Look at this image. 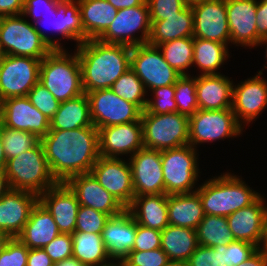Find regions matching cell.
I'll return each instance as SVG.
<instances>
[{"label":"cell","mask_w":267,"mask_h":266,"mask_svg":"<svg viewBox=\"0 0 267 266\" xmlns=\"http://www.w3.org/2000/svg\"><path fill=\"white\" fill-rule=\"evenodd\" d=\"M51 173L58 183L90 173L100 157L99 131L95 126L55 130L40 139Z\"/></svg>","instance_id":"obj_1"},{"label":"cell","mask_w":267,"mask_h":266,"mask_svg":"<svg viewBox=\"0 0 267 266\" xmlns=\"http://www.w3.org/2000/svg\"><path fill=\"white\" fill-rule=\"evenodd\" d=\"M132 47L89 39L77 45L84 93L111 88L131 68Z\"/></svg>","instance_id":"obj_2"},{"label":"cell","mask_w":267,"mask_h":266,"mask_svg":"<svg viewBox=\"0 0 267 266\" xmlns=\"http://www.w3.org/2000/svg\"><path fill=\"white\" fill-rule=\"evenodd\" d=\"M200 197L205 215L227 217L248 207L260 195L252 191L242 180L230 173L211 179L195 190Z\"/></svg>","instance_id":"obj_3"},{"label":"cell","mask_w":267,"mask_h":266,"mask_svg":"<svg viewBox=\"0 0 267 266\" xmlns=\"http://www.w3.org/2000/svg\"><path fill=\"white\" fill-rule=\"evenodd\" d=\"M39 83L59 102L84 93L82 72L77 53L67 55L64 49H53L40 65Z\"/></svg>","instance_id":"obj_4"},{"label":"cell","mask_w":267,"mask_h":266,"mask_svg":"<svg viewBox=\"0 0 267 266\" xmlns=\"http://www.w3.org/2000/svg\"><path fill=\"white\" fill-rule=\"evenodd\" d=\"M4 171L10 189L31 192L37 196L58 184L51 173L41 142L8 159Z\"/></svg>","instance_id":"obj_5"},{"label":"cell","mask_w":267,"mask_h":266,"mask_svg":"<svg viewBox=\"0 0 267 266\" xmlns=\"http://www.w3.org/2000/svg\"><path fill=\"white\" fill-rule=\"evenodd\" d=\"M143 145L146 149L164 151L189 144V117L179 112L141 113Z\"/></svg>","instance_id":"obj_6"},{"label":"cell","mask_w":267,"mask_h":266,"mask_svg":"<svg viewBox=\"0 0 267 266\" xmlns=\"http://www.w3.org/2000/svg\"><path fill=\"white\" fill-rule=\"evenodd\" d=\"M22 15L0 17V44L5 55L41 61L53 50Z\"/></svg>","instance_id":"obj_7"},{"label":"cell","mask_w":267,"mask_h":266,"mask_svg":"<svg viewBox=\"0 0 267 266\" xmlns=\"http://www.w3.org/2000/svg\"><path fill=\"white\" fill-rule=\"evenodd\" d=\"M195 149V150H194ZM165 194L193 193L198 167L196 148L190 144L161 151Z\"/></svg>","instance_id":"obj_8"},{"label":"cell","mask_w":267,"mask_h":266,"mask_svg":"<svg viewBox=\"0 0 267 266\" xmlns=\"http://www.w3.org/2000/svg\"><path fill=\"white\" fill-rule=\"evenodd\" d=\"M138 30L142 34L139 38H134V33ZM150 30V13L146 1L143 5L118 10L114 21L97 40L107 44H124L134 47L148 44Z\"/></svg>","instance_id":"obj_9"},{"label":"cell","mask_w":267,"mask_h":266,"mask_svg":"<svg viewBox=\"0 0 267 266\" xmlns=\"http://www.w3.org/2000/svg\"><path fill=\"white\" fill-rule=\"evenodd\" d=\"M41 60L5 55L0 65V99L27 96L39 82Z\"/></svg>","instance_id":"obj_10"},{"label":"cell","mask_w":267,"mask_h":266,"mask_svg":"<svg viewBox=\"0 0 267 266\" xmlns=\"http://www.w3.org/2000/svg\"><path fill=\"white\" fill-rule=\"evenodd\" d=\"M242 123L237 121L232 109L201 110L189 117V144L233 137L241 134Z\"/></svg>","instance_id":"obj_11"},{"label":"cell","mask_w":267,"mask_h":266,"mask_svg":"<svg viewBox=\"0 0 267 266\" xmlns=\"http://www.w3.org/2000/svg\"><path fill=\"white\" fill-rule=\"evenodd\" d=\"M157 46L142 44L132 47L131 69L143 82L145 89L175 85L181 76L164 59Z\"/></svg>","instance_id":"obj_12"},{"label":"cell","mask_w":267,"mask_h":266,"mask_svg":"<svg viewBox=\"0 0 267 266\" xmlns=\"http://www.w3.org/2000/svg\"><path fill=\"white\" fill-rule=\"evenodd\" d=\"M93 125L99 129L138 121L142 111L133 103L117 96L110 88L86 93Z\"/></svg>","instance_id":"obj_13"},{"label":"cell","mask_w":267,"mask_h":266,"mask_svg":"<svg viewBox=\"0 0 267 266\" xmlns=\"http://www.w3.org/2000/svg\"><path fill=\"white\" fill-rule=\"evenodd\" d=\"M91 173L126 209L135 197L130 164L118 158L99 157Z\"/></svg>","instance_id":"obj_14"},{"label":"cell","mask_w":267,"mask_h":266,"mask_svg":"<svg viewBox=\"0 0 267 266\" xmlns=\"http://www.w3.org/2000/svg\"><path fill=\"white\" fill-rule=\"evenodd\" d=\"M193 12V38L226 44L230 31L225 0H205L191 5Z\"/></svg>","instance_id":"obj_15"},{"label":"cell","mask_w":267,"mask_h":266,"mask_svg":"<svg viewBox=\"0 0 267 266\" xmlns=\"http://www.w3.org/2000/svg\"><path fill=\"white\" fill-rule=\"evenodd\" d=\"M129 160L135 196L165 194L161 151L142 148Z\"/></svg>","instance_id":"obj_16"},{"label":"cell","mask_w":267,"mask_h":266,"mask_svg":"<svg viewBox=\"0 0 267 266\" xmlns=\"http://www.w3.org/2000/svg\"><path fill=\"white\" fill-rule=\"evenodd\" d=\"M1 124L35 134L39 139L50 130V120L33 106L27 96L2 101Z\"/></svg>","instance_id":"obj_17"},{"label":"cell","mask_w":267,"mask_h":266,"mask_svg":"<svg viewBox=\"0 0 267 266\" xmlns=\"http://www.w3.org/2000/svg\"><path fill=\"white\" fill-rule=\"evenodd\" d=\"M99 154L101 157L118 158L120 154L134 155L144 148L141 118L125 124L98 129Z\"/></svg>","instance_id":"obj_18"},{"label":"cell","mask_w":267,"mask_h":266,"mask_svg":"<svg viewBox=\"0 0 267 266\" xmlns=\"http://www.w3.org/2000/svg\"><path fill=\"white\" fill-rule=\"evenodd\" d=\"M65 184L76 195L80 205L110 216L120 214L126 209L99 184L91 172L72 176Z\"/></svg>","instance_id":"obj_19"},{"label":"cell","mask_w":267,"mask_h":266,"mask_svg":"<svg viewBox=\"0 0 267 266\" xmlns=\"http://www.w3.org/2000/svg\"><path fill=\"white\" fill-rule=\"evenodd\" d=\"M37 202L38 196L34 193L9 189L0 198V230L11 238L17 237Z\"/></svg>","instance_id":"obj_20"},{"label":"cell","mask_w":267,"mask_h":266,"mask_svg":"<svg viewBox=\"0 0 267 266\" xmlns=\"http://www.w3.org/2000/svg\"><path fill=\"white\" fill-rule=\"evenodd\" d=\"M136 230V220L128 209L110 216L101 233L109 258L122 262L128 256L134 246Z\"/></svg>","instance_id":"obj_21"},{"label":"cell","mask_w":267,"mask_h":266,"mask_svg":"<svg viewBox=\"0 0 267 266\" xmlns=\"http://www.w3.org/2000/svg\"><path fill=\"white\" fill-rule=\"evenodd\" d=\"M38 200L51 213L60 233L75 232L79 202L65 183H58L38 196Z\"/></svg>","instance_id":"obj_22"},{"label":"cell","mask_w":267,"mask_h":266,"mask_svg":"<svg viewBox=\"0 0 267 266\" xmlns=\"http://www.w3.org/2000/svg\"><path fill=\"white\" fill-rule=\"evenodd\" d=\"M261 75L262 71H259L254 78L235 88L233 85L232 111L239 123L253 121L267 105V81Z\"/></svg>","instance_id":"obj_23"},{"label":"cell","mask_w":267,"mask_h":266,"mask_svg":"<svg viewBox=\"0 0 267 266\" xmlns=\"http://www.w3.org/2000/svg\"><path fill=\"white\" fill-rule=\"evenodd\" d=\"M260 196L250 206L227 216L228 226L235 240L245 241L261 248L263 243L267 205Z\"/></svg>","instance_id":"obj_24"},{"label":"cell","mask_w":267,"mask_h":266,"mask_svg":"<svg viewBox=\"0 0 267 266\" xmlns=\"http://www.w3.org/2000/svg\"><path fill=\"white\" fill-rule=\"evenodd\" d=\"M230 41L242 46H257V0H225Z\"/></svg>","instance_id":"obj_25"},{"label":"cell","mask_w":267,"mask_h":266,"mask_svg":"<svg viewBox=\"0 0 267 266\" xmlns=\"http://www.w3.org/2000/svg\"><path fill=\"white\" fill-rule=\"evenodd\" d=\"M196 96L201 110L232 109L233 83L221 74H201L196 77Z\"/></svg>","instance_id":"obj_26"},{"label":"cell","mask_w":267,"mask_h":266,"mask_svg":"<svg viewBox=\"0 0 267 266\" xmlns=\"http://www.w3.org/2000/svg\"><path fill=\"white\" fill-rule=\"evenodd\" d=\"M59 234L60 231L51 213L38 200L17 238L29 249H37L45 247Z\"/></svg>","instance_id":"obj_27"},{"label":"cell","mask_w":267,"mask_h":266,"mask_svg":"<svg viewBox=\"0 0 267 266\" xmlns=\"http://www.w3.org/2000/svg\"><path fill=\"white\" fill-rule=\"evenodd\" d=\"M167 201V194L140 195L127 209L137 224L162 231L169 225Z\"/></svg>","instance_id":"obj_28"},{"label":"cell","mask_w":267,"mask_h":266,"mask_svg":"<svg viewBox=\"0 0 267 266\" xmlns=\"http://www.w3.org/2000/svg\"><path fill=\"white\" fill-rule=\"evenodd\" d=\"M83 42L97 39L114 21L118 10L107 0H78Z\"/></svg>","instance_id":"obj_29"},{"label":"cell","mask_w":267,"mask_h":266,"mask_svg":"<svg viewBox=\"0 0 267 266\" xmlns=\"http://www.w3.org/2000/svg\"><path fill=\"white\" fill-rule=\"evenodd\" d=\"M193 12L186 5L177 15L167 16V19L151 22L148 44L158 46L171 40L193 37Z\"/></svg>","instance_id":"obj_30"},{"label":"cell","mask_w":267,"mask_h":266,"mask_svg":"<svg viewBox=\"0 0 267 266\" xmlns=\"http://www.w3.org/2000/svg\"><path fill=\"white\" fill-rule=\"evenodd\" d=\"M167 203L169 225L196 230L204 218L205 214L197 192L169 194Z\"/></svg>","instance_id":"obj_31"},{"label":"cell","mask_w":267,"mask_h":266,"mask_svg":"<svg viewBox=\"0 0 267 266\" xmlns=\"http://www.w3.org/2000/svg\"><path fill=\"white\" fill-rule=\"evenodd\" d=\"M88 126L94 125L86 93L60 102L59 109L50 119V129L55 130H73Z\"/></svg>","instance_id":"obj_32"},{"label":"cell","mask_w":267,"mask_h":266,"mask_svg":"<svg viewBox=\"0 0 267 266\" xmlns=\"http://www.w3.org/2000/svg\"><path fill=\"white\" fill-rule=\"evenodd\" d=\"M46 15H52V20L46 19L49 21L46 23L53 30L55 29V31L59 32L65 38L77 41L78 45L83 43V26L78 0H60L52 13H47Z\"/></svg>","instance_id":"obj_33"},{"label":"cell","mask_w":267,"mask_h":266,"mask_svg":"<svg viewBox=\"0 0 267 266\" xmlns=\"http://www.w3.org/2000/svg\"><path fill=\"white\" fill-rule=\"evenodd\" d=\"M198 246L194 229L168 225L161 231V249L169 260L188 261Z\"/></svg>","instance_id":"obj_34"},{"label":"cell","mask_w":267,"mask_h":266,"mask_svg":"<svg viewBox=\"0 0 267 266\" xmlns=\"http://www.w3.org/2000/svg\"><path fill=\"white\" fill-rule=\"evenodd\" d=\"M73 240L72 256L79 260L84 266H108L110 260L105 249L101 234L74 232L71 234Z\"/></svg>","instance_id":"obj_35"},{"label":"cell","mask_w":267,"mask_h":266,"mask_svg":"<svg viewBox=\"0 0 267 266\" xmlns=\"http://www.w3.org/2000/svg\"><path fill=\"white\" fill-rule=\"evenodd\" d=\"M226 44L207 39L194 38L193 63L202 71V75H219L215 72L229 57Z\"/></svg>","instance_id":"obj_36"},{"label":"cell","mask_w":267,"mask_h":266,"mask_svg":"<svg viewBox=\"0 0 267 266\" xmlns=\"http://www.w3.org/2000/svg\"><path fill=\"white\" fill-rule=\"evenodd\" d=\"M196 235L199 245L212 248L218 245L227 246L235 241L227 217L223 216L204 215L196 228Z\"/></svg>","instance_id":"obj_37"},{"label":"cell","mask_w":267,"mask_h":266,"mask_svg":"<svg viewBox=\"0 0 267 266\" xmlns=\"http://www.w3.org/2000/svg\"><path fill=\"white\" fill-rule=\"evenodd\" d=\"M194 38L184 37L158 45V49L162 50L165 61L174 68L180 75H187V70L193 64Z\"/></svg>","instance_id":"obj_38"},{"label":"cell","mask_w":267,"mask_h":266,"mask_svg":"<svg viewBox=\"0 0 267 266\" xmlns=\"http://www.w3.org/2000/svg\"><path fill=\"white\" fill-rule=\"evenodd\" d=\"M117 96L135 104L141 111L147 106L148 99L144 96L146 89L143 82L138 78L135 72L130 68L122 74L110 88Z\"/></svg>","instance_id":"obj_39"},{"label":"cell","mask_w":267,"mask_h":266,"mask_svg":"<svg viewBox=\"0 0 267 266\" xmlns=\"http://www.w3.org/2000/svg\"><path fill=\"white\" fill-rule=\"evenodd\" d=\"M0 136L7 160L30 150L40 142V139L33 133L10 129L2 124H0Z\"/></svg>","instance_id":"obj_40"},{"label":"cell","mask_w":267,"mask_h":266,"mask_svg":"<svg viewBox=\"0 0 267 266\" xmlns=\"http://www.w3.org/2000/svg\"><path fill=\"white\" fill-rule=\"evenodd\" d=\"M190 75H181L175 83V97L177 103V112L192 116L198 109L196 96V78H190Z\"/></svg>","instance_id":"obj_41"},{"label":"cell","mask_w":267,"mask_h":266,"mask_svg":"<svg viewBox=\"0 0 267 266\" xmlns=\"http://www.w3.org/2000/svg\"><path fill=\"white\" fill-rule=\"evenodd\" d=\"M60 0H24V8L22 16L30 15L36 21L33 27L38 31L40 37L52 48V49H63L60 45L61 43L55 40H52L48 35L41 31V29L37 26L39 23V18L41 20L42 13H52V11L57 7V3ZM44 9V10H42ZM44 11V12H43ZM40 12V13H39ZM42 12V13H41ZM40 15V16H39ZM38 18V19H37Z\"/></svg>","instance_id":"obj_42"},{"label":"cell","mask_w":267,"mask_h":266,"mask_svg":"<svg viewBox=\"0 0 267 266\" xmlns=\"http://www.w3.org/2000/svg\"><path fill=\"white\" fill-rule=\"evenodd\" d=\"M110 215L86 207L79 206L75 225V232L101 234Z\"/></svg>","instance_id":"obj_43"},{"label":"cell","mask_w":267,"mask_h":266,"mask_svg":"<svg viewBox=\"0 0 267 266\" xmlns=\"http://www.w3.org/2000/svg\"><path fill=\"white\" fill-rule=\"evenodd\" d=\"M227 246L207 247L199 245L190 256L188 266H228L225 250Z\"/></svg>","instance_id":"obj_44"},{"label":"cell","mask_w":267,"mask_h":266,"mask_svg":"<svg viewBox=\"0 0 267 266\" xmlns=\"http://www.w3.org/2000/svg\"><path fill=\"white\" fill-rule=\"evenodd\" d=\"M155 100H148L146 110L152 114H166L177 112V103L174 100L175 87L169 85L152 89Z\"/></svg>","instance_id":"obj_45"},{"label":"cell","mask_w":267,"mask_h":266,"mask_svg":"<svg viewBox=\"0 0 267 266\" xmlns=\"http://www.w3.org/2000/svg\"><path fill=\"white\" fill-rule=\"evenodd\" d=\"M27 97L49 120L59 109L60 102L39 82L28 92Z\"/></svg>","instance_id":"obj_46"},{"label":"cell","mask_w":267,"mask_h":266,"mask_svg":"<svg viewBox=\"0 0 267 266\" xmlns=\"http://www.w3.org/2000/svg\"><path fill=\"white\" fill-rule=\"evenodd\" d=\"M168 261L166 253L157 248L149 251H130L122 263L125 266H164Z\"/></svg>","instance_id":"obj_47"},{"label":"cell","mask_w":267,"mask_h":266,"mask_svg":"<svg viewBox=\"0 0 267 266\" xmlns=\"http://www.w3.org/2000/svg\"><path fill=\"white\" fill-rule=\"evenodd\" d=\"M28 251L17 237L11 238L0 254V266H27Z\"/></svg>","instance_id":"obj_48"},{"label":"cell","mask_w":267,"mask_h":266,"mask_svg":"<svg viewBox=\"0 0 267 266\" xmlns=\"http://www.w3.org/2000/svg\"><path fill=\"white\" fill-rule=\"evenodd\" d=\"M149 6L150 21L167 19L177 15L187 4L183 0H146Z\"/></svg>","instance_id":"obj_49"},{"label":"cell","mask_w":267,"mask_h":266,"mask_svg":"<svg viewBox=\"0 0 267 266\" xmlns=\"http://www.w3.org/2000/svg\"><path fill=\"white\" fill-rule=\"evenodd\" d=\"M72 246V235L68 233H60L49 244L43 247V249L55 264L66 258L72 257Z\"/></svg>","instance_id":"obj_50"},{"label":"cell","mask_w":267,"mask_h":266,"mask_svg":"<svg viewBox=\"0 0 267 266\" xmlns=\"http://www.w3.org/2000/svg\"><path fill=\"white\" fill-rule=\"evenodd\" d=\"M161 248V231L137 224L132 251H149Z\"/></svg>","instance_id":"obj_51"},{"label":"cell","mask_w":267,"mask_h":266,"mask_svg":"<svg viewBox=\"0 0 267 266\" xmlns=\"http://www.w3.org/2000/svg\"><path fill=\"white\" fill-rule=\"evenodd\" d=\"M258 249L259 248L252 243L235 240L226 247V264L228 266H237L246 261Z\"/></svg>","instance_id":"obj_52"},{"label":"cell","mask_w":267,"mask_h":266,"mask_svg":"<svg viewBox=\"0 0 267 266\" xmlns=\"http://www.w3.org/2000/svg\"><path fill=\"white\" fill-rule=\"evenodd\" d=\"M257 43L267 36V0L257 1L256 11Z\"/></svg>","instance_id":"obj_53"},{"label":"cell","mask_w":267,"mask_h":266,"mask_svg":"<svg viewBox=\"0 0 267 266\" xmlns=\"http://www.w3.org/2000/svg\"><path fill=\"white\" fill-rule=\"evenodd\" d=\"M27 266H54V262L43 248L29 249Z\"/></svg>","instance_id":"obj_54"},{"label":"cell","mask_w":267,"mask_h":266,"mask_svg":"<svg viewBox=\"0 0 267 266\" xmlns=\"http://www.w3.org/2000/svg\"><path fill=\"white\" fill-rule=\"evenodd\" d=\"M24 0H0V17L22 15Z\"/></svg>","instance_id":"obj_55"},{"label":"cell","mask_w":267,"mask_h":266,"mask_svg":"<svg viewBox=\"0 0 267 266\" xmlns=\"http://www.w3.org/2000/svg\"><path fill=\"white\" fill-rule=\"evenodd\" d=\"M237 266H267V251L259 248L246 261Z\"/></svg>","instance_id":"obj_56"},{"label":"cell","mask_w":267,"mask_h":266,"mask_svg":"<svg viewBox=\"0 0 267 266\" xmlns=\"http://www.w3.org/2000/svg\"><path fill=\"white\" fill-rule=\"evenodd\" d=\"M107 1L117 10L136 7L139 5H143L146 2V0H107Z\"/></svg>","instance_id":"obj_57"},{"label":"cell","mask_w":267,"mask_h":266,"mask_svg":"<svg viewBox=\"0 0 267 266\" xmlns=\"http://www.w3.org/2000/svg\"><path fill=\"white\" fill-rule=\"evenodd\" d=\"M10 189L5 171H0V198Z\"/></svg>","instance_id":"obj_58"},{"label":"cell","mask_w":267,"mask_h":266,"mask_svg":"<svg viewBox=\"0 0 267 266\" xmlns=\"http://www.w3.org/2000/svg\"><path fill=\"white\" fill-rule=\"evenodd\" d=\"M54 266H84V265L79 260H77L72 256L70 258H66L65 260L55 263Z\"/></svg>","instance_id":"obj_59"},{"label":"cell","mask_w":267,"mask_h":266,"mask_svg":"<svg viewBox=\"0 0 267 266\" xmlns=\"http://www.w3.org/2000/svg\"><path fill=\"white\" fill-rule=\"evenodd\" d=\"M7 159L4 154V146H3V141L0 136V171H4L6 167Z\"/></svg>","instance_id":"obj_60"},{"label":"cell","mask_w":267,"mask_h":266,"mask_svg":"<svg viewBox=\"0 0 267 266\" xmlns=\"http://www.w3.org/2000/svg\"><path fill=\"white\" fill-rule=\"evenodd\" d=\"M11 239V237L5 232L0 230V254L4 250L7 242Z\"/></svg>","instance_id":"obj_61"},{"label":"cell","mask_w":267,"mask_h":266,"mask_svg":"<svg viewBox=\"0 0 267 266\" xmlns=\"http://www.w3.org/2000/svg\"><path fill=\"white\" fill-rule=\"evenodd\" d=\"M164 266H188V262L182 260H169Z\"/></svg>","instance_id":"obj_62"},{"label":"cell","mask_w":267,"mask_h":266,"mask_svg":"<svg viewBox=\"0 0 267 266\" xmlns=\"http://www.w3.org/2000/svg\"><path fill=\"white\" fill-rule=\"evenodd\" d=\"M263 249L267 251V212L265 217V227H264V238H263Z\"/></svg>","instance_id":"obj_63"},{"label":"cell","mask_w":267,"mask_h":266,"mask_svg":"<svg viewBox=\"0 0 267 266\" xmlns=\"http://www.w3.org/2000/svg\"><path fill=\"white\" fill-rule=\"evenodd\" d=\"M187 5H193V4H196V3H199V2H203L205 0H183Z\"/></svg>","instance_id":"obj_64"},{"label":"cell","mask_w":267,"mask_h":266,"mask_svg":"<svg viewBox=\"0 0 267 266\" xmlns=\"http://www.w3.org/2000/svg\"><path fill=\"white\" fill-rule=\"evenodd\" d=\"M265 43H267V36L266 37H263V38H261L259 41H258V43H257V45L259 44V45H261V44H265ZM266 59H267V48H266Z\"/></svg>","instance_id":"obj_65"},{"label":"cell","mask_w":267,"mask_h":266,"mask_svg":"<svg viewBox=\"0 0 267 266\" xmlns=\"http://www.w3.org/2000/svg\"><path fill=\"white\" fill-rule=\"evenodd\" d=\"M5 56L4 52H3V49L1 47V44H0V65H1V61H2V58Z\"/></svg>","instance_id":"obj_66"},{"label":"cell","mask_w":267,"mask_h":266,"mask_svg":"<svg viewBox=\"0 0 267 266\" xmlns=\"http://www.w3.org/2000/svg\"><path fill=\"white\" fill-rule=\"evenodd\" d=\"M108 266H125V265L122 262H119V260H118V264L112 263V264H110Z\"/></svg>","instance_id":"obj_67"},{"label":"cell","mask_w":267,"mask_h":266,"mask_svg":"<svg viewBox=\"0 0 267 266\" xmlns=\"http://www.w3.org/2000/svg\"><path fill=\"white\" fill-rule=\"evenodd\" d=\"M1 113H2V100L0 99V124H1Z\"/></svg>","instance_id":"obj_68"}]
</instances>
